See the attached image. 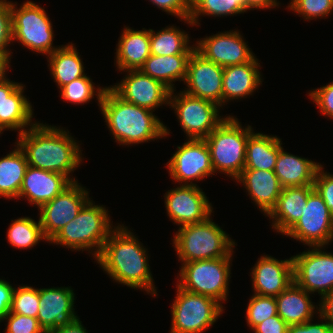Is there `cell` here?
I'll return each mask as SVG.
<instances>
[{"label": "cell", "mask_w": 333, "mask_h": 333, "mask_svg": "<svg viewBox=\"0 0 333 333\" xmlns=\"http://www.w3.org/2000/svg\"><path fill=\"white\" fill-rule=\"evenodd\" d=\"M254 293L261 296H278L293 281V258L278 260L262 255L250 273Z\"/></svg>", "instance_id": "44dd1931"}, {"label": "cell", "mask_w": 333, "mask_h": 333, "mask_svg": "<svg viewBox=\"0 0 333 333\" xmlns=\"http://www.w3.org/2000/svg\"><path fill=\"white\" fill-rule=\"evenodd\" d=\"M232 257L182 263L177 285L185 291L210 297L222 305L229 295Z\"/></svg>", "instance_id": "52a82bcc"}, {"label": "cell", "mask_w": 333, "mask_h": 333, "mask_svg": "<svg viewBox=\"0 0 333 333\" xmlns=\"http://www.w3.org/2000/svg\"><path fill=\"white\" fill-rule=\"evenodd\" d=\"M96 261L118 284L157 296L147 249L124 224L114 226Z\"/></svg>", "instance_id": "6da1fadb"}, {"label": "cell", "mask_w": 333, "mask_h": 333, "mask_svg": "<svg viewBox=\"0 0 333 333\" xmlns=\"http://www.w3.org/2000/svg\"><path fill=\"white\" fill-rule=\"evenodd\" d=\"M281 145L277 136L253 132L246 143L244 169L274 170Z\"/></svg>", "instance_id": "f546056e"}, {"label": "cell", "mask_w": 333, "mask_h": 333, "mask_svg": "<svg viewBox=\"0 0 333 333\" xmlns=\"http://www.w3.org/2000/svg\"><path fill=\"white\" fill-rule=\"evenodd\" d=\"M75 294L71 287L39 289L37 320L46 333L70 324L78 316L74 308Z\"/></svg>", "instance_id": "ffe728a7"}, {"label": "cell", "mask_w": 333, "mask_h": 333, "mask_svg": "<svg viewBox=\"0 0 333 333\" xmlns=\"http://www.w3.org/2000/svg\"><path fill=\"white\" fill-rule=\"evenodd\" d=\"M167 215L180 227L201 223L212 216L213 207L197 185H181L164 195Z\"/></svg>", "instance_id": "9a60e30c"}, {"label": "cell", "mask_w": 333, "mask_h": 333, "mask_svg": "<svg viewBox=\"0 0 333 333\" xmlns=\"http://www.w3.org/2000/svg\"><path fill=\"white\" fill-rule=\"evenodd\" d=\"M16 5L10 1L12 42L17 40L25 48L46 56L58 49L53 46L54 32L45 8L30 0L20 8Z\"/></svg>", "instance_id": "ba28073f"}, {"label": "cell", "mask_w": 333, "mask_h": 333, "mask_svg": "<svg viewBox=\"0 0 333 333\" xmlns=\"http://www.w3.org/2000/svg\"><path fill=\"white\" fill-rule=\"evenodd\" d=\"M323 169L324 168L321 165L317 170L314 181V189L324 200L333 218V174L324 172Z\"/></svg>", "instance_id": "7bdbcfd3"}, {"label": "cell", "mask_w": 333, "mask_h": 333, "mask_svg": "<svg viewBox=\"0 0 333 333\" xmlns=\"http://www.w3.org/2000/svg\"><path fill=\"white\" fill-rule=\"evenodd\" d=\"M172 244L181 263L232 257L236 245L210 217L201 223L179 227Z\"/></svg>", "instance_id": "5b68a950"}, {"label": "cell", "mask_w": 333, "mask_h": 333, "mask_svg": "<svg viewBox=\"0 0 333 333\" xmlns=\"http://www.w3.org/2000/svg\"><path fill=\"white\" fill-rule=\"evenodd\" d=\"M39 308V289L21 285L14 289L9 313L37 318Z\"/></svg>", "instance_id": "74e56055"}, {"label": "cell", "mask_w": 333, "mask_h": 333, "mask_svg": "<svg viewBox=\"0 0 333 333\" xmlns=\"http://www.w3.org/2000/svg\"><path fill=\"white\" fill-rule=\"evenodd\" d=\"M85 328L86 327L83 326L82 321H80V318L78 317L70 324L57 327L51 330L49 333H88Z\"/></svg>", "instance_id": "c3c4849f"}, {"label": "cell", "mask_w": 333, "mask_h": 333, "mask_svg": "<svg viewBox=\"0 0 333 333\" xmlns=\"http://www.w3.org/2000/svg\"><path fill=\"white\" fill-rule=\"evenodd\" d=\"M189 35L176 26H167L156 33L150 29V52L152 55L192 54L195 46H190Z\"/></svg>", "instance_id": "d6a6232c"}, {"label": "cell", "mask_w": 333, "mask_h": 333, "mask_svg": "<svg viewBox=\"0 0 333 333\" xmlns=\"http://www.w3.org/2000/svg\"><path fill=\"white\" fill-rule=\"evenodd\" d=\"M320 323H313V319L306 321V333H333V328L320 316ZM325 321V322H324Z\"/></svg>", "instance_id": "681fc988"}, {"label": "cell", "mask_w": 333, "mask_h": 333, "mask_svg": "<svg viewBox=\"0 0 333 333\" xmlns=\"http://www.w3.org/2000/svg\"><path fill=\"white\" fill-rule=\"evenodd\" d=\"M246 12V0H191L189 20L200 25L199 16H233Z\"/></svg>", "instance_id": "e575fe53"}, {"label": "cell", "mask_w": 333, "mask_h": 333, "mask_svg": "<svg viewBox=\"0 0 333 333\" xmlns=\"http://www.w3.org/2000/svg\"><path fill=\"white\" fill-rule=\"evenodd\" d=\"M6 320L5 333H46L40 326L37 318L22 314L8 313L2 321Z\"/></svg>", "instance_id": "ab89813d"}, {"label": "cell", "mask_w": 333, "mask_h": 333, "mask_svg": "<svg viewBox=\"0 0 333 333\" xmlns=\"http://www.w3.org/2000/svg\"><path fill=\"white\" fill-rule=\"evenodd\" d=\"M321 164L307 158L289 154L280 148L274 173L282 188L314 185Z\"/></svg>", "instance_id": "83f0119b"}, {"label": "cell", "mask_w": 333, "mask_h": 333, "mask_svg": "<svg viewBox=\"0 0 333 333\" xmlns=\"http://www.w3.org/2000/svg\"><path fill=\"white\" fill-rule=\"evenodd\" d=\"M253 128L242 127L234 116H227L204 140L206 141L213 171L231 176L235 180L245 168L246 143Z\"/></svg>", "instance_id": "8992f818"}, {"label": "cell", "mask_w": 333, "mask_h": 333, "mask_svg": "<svg viewBox=\"0 0 333 333\" xmlns=\"http://www.w3.org/2000/svg\"><path fill=\"white\" fill-rule=\"evenodd\" d=\"M309 295L310 293H307L293 281L275 297L278 315L288 325L303 324L313 319L316 312L319 314L317 311L319 307L314 305Z\"/></svg>", "instance_id": "4316f807"}, {"label": "cell", "mask_w": 333, "mask_h": 333, "mask_svg": "<svg viewBox=\"0 0 333 333\" xmlns=\"http://www.w3.org/2000/svg\"><path fill=\"white\" fill-rule=\"evenodd\" d=\"M71 183L65 175L28 165L18 198L24 197L31 205L34 204L39 209Z\"/></svg>", "instance_id": "7402d4cb"}, {"label": "cell", "mask_w": 333, "mask_h": 333, "mask_svg": "<svg viewBox=\"0 0 333 333\" xmlns=\"http://www.w3.org/2000/svg\"><path fill=\"white\" fill-rule=\"evenodd\" d=\"M288 9L301 15L304 20L328 17L333 13V0H291Z\"/></svg>", "instance_id": "f35d334b"}, {"label": "cell", "mask_w": 333, "mask_h": 333, "mask_svg": "<svg viewBox=\"0 0 333 333\" xmlns=\"http://www.w3.org/2000/svg\"><path fill=\"white\" fill-rule=\"evenodd\" d=\"M195 49L206 59L223 68L250 62L255 54L235 29L197 40Z\"/></svg>", "instance_id": "ac0fdd59"}, {"label": "cell", "mask_w": 333, "mask_h": 333, "mask_svg": "<svg viewBox=\"0 0 333 333\" xmlns=\"http://www.w3.org/2000/svg\"><path fill=\"white\" fill-rule=\"evenodd\" d=\"M11 56L8 53L0 52V81L6 78V72L10 68Z\"/></svg>", "instance_id": "816d5d0a"}, {"label": "cell", "mask_w": 333, "mask_h": 333, "mask_svg": "<svg viewBox=\"0 0 333 333\" xmlns=\"http://www.w3.org/2000/svg\"><path fill=\"white\" fill-rule=\"evenodd\" d=\"M14 289L8 281L0 279V322L10 312Z\"/></svg>", "instance_id": "bcb514c9"}, {"label": "cell", "mask_w": 333, "mask_h": 333, "mask_svg": "<svg viewBox=\"0 0 333 333\" xmlns=\"http://www.w3.org/2000/svg\"><path fill=\"white\" fill-rule=\"evenodd\" d=\"M16 149L0 159V197L18 199L23 183L27 159L22 149L16 143Z\"/></svg>", "instance_id": "1f68e13d"}, {"label": "cell", "mask_w": 333, "mask_h": 333, "mask_svg": "<svg viewBox=\"0 0 333 333\" xmlns=\"http://www.w3.org/2000/svg\"><path fill=\"white\" fill-rule=\"evenodd\" d=\"M259 67L255 56L250 62L223 69L222 106L229 101L246 98L258 89L263 81Z\"/></svg>", "instance_id": "d4e9b609"}, {"label": "cell", "mask_w": 333, "mask_h": 333, "mask_svg": "<svg viewBox=\"0 0 333 333\" xmlns=\"http://www.w3.org/2000/svg\"><path fill=\"white\" fill-rule=\"evenodd\" d=\"M116 67L119 71L140 70L150 52V29L123 28L116 48Z\"/></svg>", "instance_id": "484cf974"}, {"label": "cell", "mask_w": 333, "mask_h": 333, "mask_svg": "<svg viewBox=\"0 0 333 333\" xmlns=\"http://www.w3.org/2000/svg\"><path fill=\"white\" fill-rule=\"evenodd\" d=\"M7 231L8 242L18 249H28L37 245L41 240L47 241L39 219L36 222L30 217H19L12 220Z\"/></svg>", "instance_id": "836d02e7"}, {"label": "cell", "mask_w": 333, "mask_h": 333, "mask_svg": "<svg viewBox=\"0 0 333 333\" xmlns=\"http://www.w3.org/2000/svg\"><path fill=\"white\" fill-rule=\"evenodd\" d=\"M24 85L5 78L0 81V133L6 129L22 134L37 122H32L31 102L23 95Z\"/></svg>", "instance_id": "d6986e66"}, {"label": "cell", "mask_w": 333, "mask_h": 333, "mask_svg": "<svg viewBox=\"0 0 333 333\" xmlns=\"http://www.w3.org/2000/svg\"><path fill=\"white\" fill-rule=\"evenodd\" d=\"M312 90L308 94L320 113L333 119V82Z\"/></svg>", "instance_id": "ee69618b"}, {"label": "cell", "mask_w": 333, "mask_h": 333, "mask_svg": "<svg viewBox=\"0 0 333 333\" xmlns=\"http://www.w3.org/2000/svg\"><path fill=\"white\" fill-rule=\"evenodd\" d=\"M18 146L24 152L29 166L70 177L83 160L79 143L69 131L37 122L18 135Z\"/></svg>", "instance_id": "7a4b0ae2"}, {"label": "cell", "mask_w": 333, "mask_h": 333, "mask_svg": "<svg viewBox=\"0 0 333 333\" xmlns=\"http://www.w3.org/2000/svg\"><path fill=\"white\" fill-rule=\"evenodd\" d=\"M174 91L170 93L168 106L174 109L188 139H205L226 118L219 115L221 108L217 104L184 91L176 95Z\"/></svg>", "instance_id": "30bf717a"}, {"label": "cell", "mask_w": 333, "mask_h": 333, "mask_svg": "<svg viewBox=\"0 0 333 333\" xmlns=\"http://www.w3.org/2000/svg\"><path fill=\"white\" fill-rule=\"evenodd\" d=\"M171 307L170 333H203L222 315L224 306L216 300L180 288Z\"/></svg>", "instance_id": "9c48e42d"}, {"label": "cell", "mask_w": 333, "mask_h": 333, "mask_svg": "<svg viewBox=\"0 0 333 333\" xmlns=\"http://www.w3.org/2000/svg\"><path fill=\"white\" fill-rule=\"evenodd\" d=\"M319 315L333 328V290L319 301Z\"/></svg>", "instance_id": "7dc6e473"}, {"label": "cell", "mask_w": 333, "mask_h": 333, "mask_svg": "<svg viewBox=\"0 0 333 333\" xmlns=\"http://www.w3.org/2000/svg\"><path fill=\"white\" fill-rule=\"evenodd\" d=\"M169 175L182 185H197L192 181L214 175L210 150L204 139H188L167 162Z\"/></svg>", "instance_id": "5bb4252c"}, {"label": "cell", "mask_w": 333, "mask_h": 333, "mask_svg": "<svg viewBox=\"0 0 333 333\" xmlns=\"http://www.w3.org/2000/svg\"><path fill=\"white\" fill-rule=\"evenodd\" d=\"M94 85L92 79L85 74L84 76L64 85L59 91L61 94L60 97L64 101L77 105L89 102L96 95L98 106L100 108V103L107 87L96 88Z\"/></svg>", "instance_id": "d590c367"}, {"label": "cell", "mask_w": 333, "mask_h": 333, "mask_svg": "<svg viewBox=\"0 0 333 333\" xmlns=\"http://www.w3.org/2000/svg\"><path fill=\"white\" fill-rule=\"evenodd\" d=\"M153 5H156L159 9L167 14L179 17L180 21L188 23V25L194 26L189 20L191 12V0H150Z\"/></svg>", "instance_id": "60d3db41"}, {"label": "cell", "mask_w": 333, "mask_h": 333, "mask_svg": "<svg viewBox=\"0 0 333 333\" xmlns=\"http://www.w3.org/2000/svg\"><path fill=\"white\" fill-rule=\"evenodd\" d=\"M100 111L119 145H135L165 138L169 130L153 111L134 105L106 88Z\"/></svg>", "instance_id": "3957f363"}, {"label": "cell", "mask_w": 333, "mask_h": 333, "mask_svg": "<svg viewBox=\"0 0 333 333\" xmlns=\"http://www.w3.org/2000/svg\"><path fill=\"white\" fill-rule=\"evenodd\" d=\"M314 190V185L282 188L275 207L267 215L272 219V228L285 235L301 218L308 196Z\"/></svg>", "instance_id": "cb8c5ba5"}, {"label": "cell", "mask_w": 333, "mask_h": 333, "mask_svg": "<svg viewBox=\"0 0 333 333\" xmlns=\"http://www.w3.org/2000/svg\"><path fill=\"white\" fill-rule=\"evenodd\" d=\"M125 72L127 75L120 83L110 86L119 97L153 112L164 104L169 105L171 90L168 87L141 70Z\"/></svg>", "instance_id": "e0dca14e"}, {"label": "cell", "mask_w": 333, "mask_h": 333, "mask_svg": "<svg viewBox=\"0 0 333 333\" xmlns=\"http://www.w3.org/2000/svg\"><path fill=\"white\" fill-rule=\"evenodd\" d=\"M88 193L85 187L75 181L38 209L42 231L48 242L67 223L76 218L82 207L90 200Z\"/></svg>", "instance_id": "4fadbf2b"}, {"label": "cell", "mask_w": 333, "mask_h": 333, "mask_svg": "<svg viewBox=\"0 0 333 333\" xmlns=\"http://www.w3.org/2000/svg\"><path fill=\"white\" fill-rule=\"evenodd\" d=\"M12 42V24H11V10L10 1L0 0V52L8 53L10 56L8 46Z\"/></svg>", "instance_id": "b9f144b4"}, {"label": "cell", "mask_w": 333, "mask_h": 333, "mask_svg": "<svg viewBox=\"0 0 333 333\" xmlns=\"http://www.w3.org/2000/svg\"><path fill=\"white\" fill-rule=\"evenodd\" d=\"M223 67L211 62L196 49L187 63L185 93L211 101L222 108Z\"/></svg>", "instance_id": "2e32d148"}, {"label": "cell", "mask_w": 333, "mask_h": 333, "mask_svg": "<svg viewBox=\"0 0 333 333\" xmlns=\"http://www.w3.org/2000/svg\"><path fill=\"white\" fill-rule=\"evenodd\" d=\"M279 4L277 0H246V12L251 9H270L277 7Z\"/></svg>", "instance_id": "f907efd6"}, {"label": "cell", "mask_w": 333, "mask_h": 333, "mask_svg": "<svg viewBox=\"0 0 333 333\" xmlns=\"http://www.w3.org/2000/svg\"><path fill=\"white\" fill-rule=\"evenodd\" d=\"M190 55L174 54L157 56L151 54L140 70L173 91L176 89L173 82L185 80Z\"/></svg>", "instance_id": "f1b7e54d"}, {"label": "cell", "mask_w": 333, "mask_h": 333, "mask_svg": "<svg viewBox=\"0 0 333 333\" xmlns=\"http://www.w3.org/2000/svg\"><path fill=\"white\" fill-rule=\"evenodd\" d=\"M288 324L279 315L269 317L254 329V333H287Z\"/></svg>", "instance_id": "f6af8a7d"}, {"label": "cell", "mask_w": 333, "mask_h": 333, "mask_svg": "<svg viewBox=\"0 0 333 333\" xmlns=\"http://www.w3.org/2000/svg\"><path fill=\"white\" fill-rule=\"evenodd\" d=\"M287 333H306V322L303 324L289 325Z\"/></svg>", "instance_id": "f5cc1de1"}, {"label": "cell", "mask_w": 333, "mask_h": 333, "mask_svg": "<svg viewBox=\"0 0 333 333\" xmlns=\"http://www.w3.org/2000/svg\"><path fill=\"white\" fill-rule=\"evenodd\" d=\"M111 225L107 209L103 205H95L90 199L76 218L67 223L49 242L71 250L89 251L96 260L114 229Z\"/></svg>", "instance_id": "277c9868"}, {"label": "cell", "mask_w": 333, "mask_h": 333, "mask_svg": "<svg viewBox=\"0 0 333 333\" xmlns=\"http://www.w3.org/2000/svg\"><path fill=\"white\" fill-rule=\"evenodd\" d=\"M292 256L294 282L307 293L318 292L322 298L333 290V254L322 246L309 247Z\"/></svg>", "instance_id": "8fae6325"}, {"label": "cell", "mask_w": 333, "mask_h": 333, "mask_svg": "<svg viewBox=\"0 0 333 333\" xmlns=\"http://www.w3.org/2000/svg\"><path fill=\"white\" fill-rule=\"evenodd\" d=\"M278 315L277 303L274 296L253 294L246 309V322L253 330L258 324L269 317Z\"/></svg>", "instance_id": "8d00e7d4"}, {"label": "cell", "mask_w": 333, "mask_h": 333, "mask_svg": "<svg viewBox=\"0 0 333 333\" xmlns=\"http://www.w3.org/2000/svg\"><path fill=\"white\" fill-rule=\"evenodd\" d=\"M47 59L50 74L59 89L85 75L83 61L72 42L59 46Z\"/></svg>", "instance_id": "4dcf8cb0"}, {"label": "cell", "mask_w": 333, "mask_h": 333, "mask_svg": "<svg viewBox=\"0 0 333 333\" xmlns=\"http://www.w3.org/2000/svg\"><path fill=\"white\" fill-rule=\"evenodd\" d=\"M235 180L243 184L255 205L266 216L275 207L282 191L274 170L243 169Z\"/></svg>", "instance_id": "603a6c76"}, {"label": "cell", "mask_w": 333, "mask_h": 333, "mask_svg": "<svg viewBox=\"0 0 333 333\" xmlns=\"http://www.w3.org/2000/svg\"><path fill=\"white\" fill-rule=\"evenodd\" d=\"M285 235L309 247H325L333 241V218L316 190L308 196L301 218Z\"/></svg>", "instance_id": "7c38bea8"}]
</instances>
